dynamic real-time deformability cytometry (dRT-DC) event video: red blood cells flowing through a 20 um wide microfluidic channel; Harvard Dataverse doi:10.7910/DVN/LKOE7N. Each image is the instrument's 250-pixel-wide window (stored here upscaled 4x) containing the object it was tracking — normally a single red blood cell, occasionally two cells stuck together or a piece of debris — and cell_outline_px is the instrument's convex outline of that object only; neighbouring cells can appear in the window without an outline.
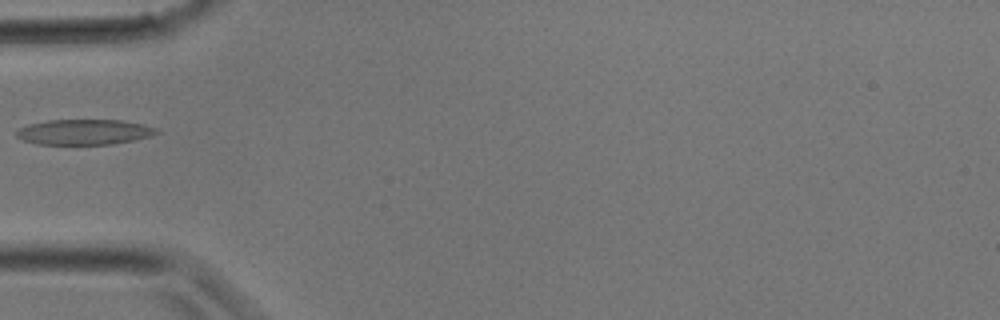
{"species": "common noctule bat (a hibernating species)", "species_latin": "Nyctalus noctula", "temperature_condition": "room temperature", "stored_images_in_passage": 5, "camera_frame_rate_fps": 3000, "um_per_image_px": 0.085, "animal": {"sex": "male", "body_mass_g": 17.9}, "frame": {"image": 1, "passage_image": 4, "time_ms": 1.0, "image_size_px": [1000, 320], "cell_outline_px": [[160, 132], [152, 136], [136, 140], [112, 144], [36, 144], [24, 140], [16, 136], [16, 132], [20, 128], [28, 124], [48, 120], [124, 120], [144, 124], [156, 128]], "centroid_in_image_um": [7.2, 11.22], "position_along_channel_um": 77.8, "area_um2": 20.81}}